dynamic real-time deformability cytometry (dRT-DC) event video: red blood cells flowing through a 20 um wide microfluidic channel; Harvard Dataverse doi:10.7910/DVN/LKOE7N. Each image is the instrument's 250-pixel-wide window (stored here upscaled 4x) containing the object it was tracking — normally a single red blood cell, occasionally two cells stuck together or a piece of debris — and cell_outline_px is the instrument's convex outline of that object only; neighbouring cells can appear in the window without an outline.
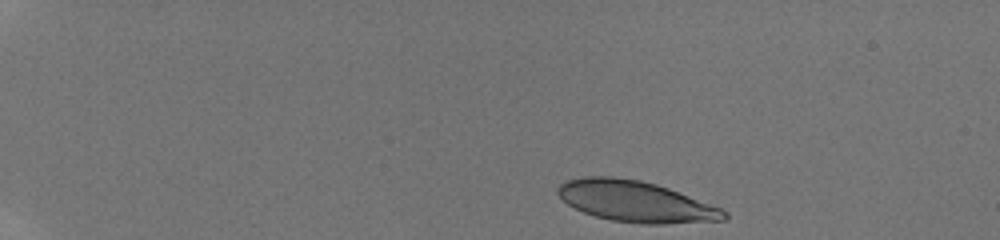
{"species": "human", "species_latin": "Homo sapiens", "temperature_condition": "room temperature", "stored_images_in_passage": 31, "camera_frame_rate_fps": 3000, "um_per_image_px": 0.085, "donor": {"sex": "male"}, "frame": {"image": 1, "passage_image": 1, "time_ms": 0.0, "image_size_px": [1000, 240], "cell_outline_px": [[728, 216], [724, 220], [664, 224], [640, 224], [612, 220], [596, 216], [584, 212], [568, 204], [556, 192], [556, 188], [560, 184], [568, 180], [584, 176], [612, 176], [640, 180], [656, 184], [668, 188], [720, 208], [728, 212]], "centroid_in_image_um": [54.02, 17.12], "position_along_channel_um": 31.0, "area_um2": 39.48}}
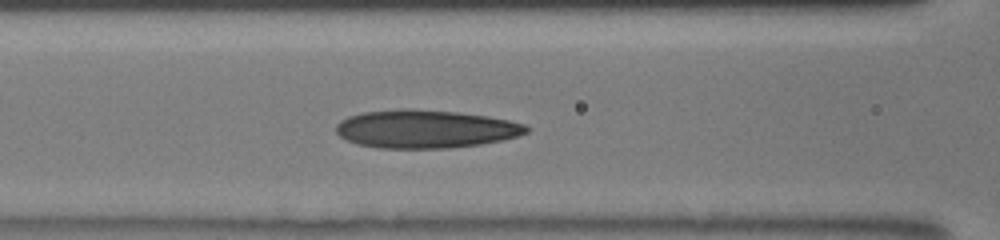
{"frame": {"image": 2, "passage_image": 12, "time_ms": 5.333, "image_size_px": [1000, 240], "cell_outline_px": [[528, 132], [516, 136], [500, 140], [480, 144], [448, 148], [376, 148], [356, 144], [340, 136], [336, 132], [336, 124], [340, 120], [348, 116], [364, 112], [408, 108], [412, 108], [456, 112], [488, 116], [508, 120], [524, 124], [528, 128]], "centroid_in_image_um": [36.12, 10.96], "position_along_channel_um": 130.5, "area_um2": 42.25}}
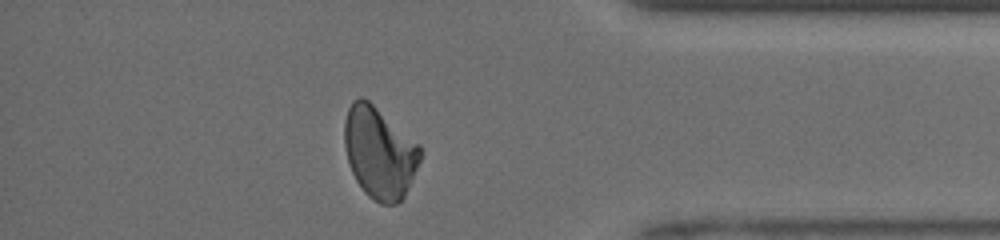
{"frame": {"image": 3, "passage_image": 28, "time_ms": 12.333, "image_size_px": [1000, 240], "cell_outline_px": [[420, 160], [404, 196], [396, 204], [380, 204], [368, 196], [364, 192], [356, 180], [352, 172], [348, 160], [344, 144], [344, 120], [348, 108], [352, 100], [360, 96], [368, 100], [420, 144]], "centroid_in_image_um": [32.23, 12.96], "position_along_channel_um": 403.0, "area_um2": 40.23}, "authors_computed_cell_mechanics": {"area_um2": 40.2288, "velocity_mm_per_s": 4.1095, "shape_relaxation_time_tau1_ms": null, "shape_relaxation_time_tau2_ms": 2.1477, "deformation_change_tau1": null, "deformation_change_tau2": 0.1094}}